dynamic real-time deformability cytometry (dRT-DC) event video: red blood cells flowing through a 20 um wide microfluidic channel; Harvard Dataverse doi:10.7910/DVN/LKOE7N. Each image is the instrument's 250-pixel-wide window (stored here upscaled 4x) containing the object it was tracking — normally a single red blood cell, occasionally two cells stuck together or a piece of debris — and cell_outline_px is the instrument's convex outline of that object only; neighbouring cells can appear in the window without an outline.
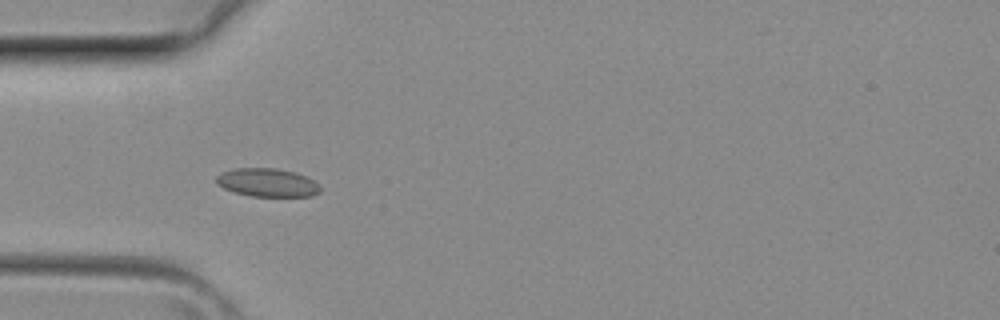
{"species": "common noctule bat (a hibernating species)", "species_latin": "Nyctalus noctula", "temperature_condition": "room temperature", "stored_images_in_passage": 38, "camera_frame_rate_fps": 3000, "um_per_image_px": 0.085, "animal": {"sex": "female", "body_mass_g": 29.2, "forearm_length_mm": 56.3}, "frame": {"image": 1, "passage_image": 11, "time_ms": 3.333, "image_size_px": [1000, 320], "cell_outline_px": [[320, 192], [312, 196], [252, 196], [236, 192], [224, 188], [216, 184], [216, 176], [220, 172], [232, 168], [276, 168], [296, 172], [308, 176], [320, 184]], "centroid_in_image_um": [22.74, 15.5], "position_along_channel_um": 62.3, "area_um2": 17.4}}
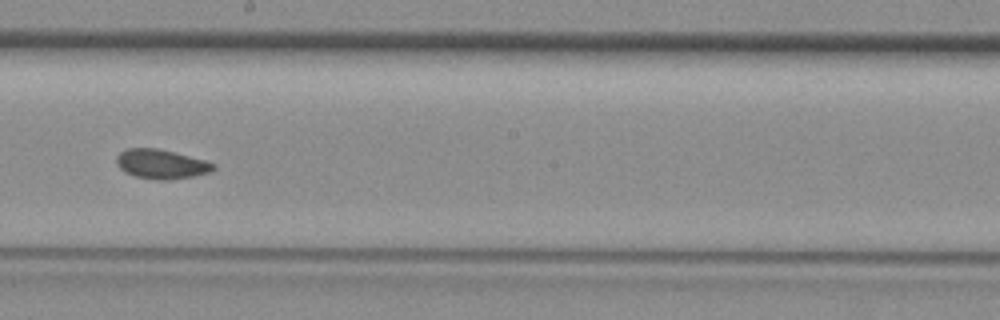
{"frame": {"image": 2, "passage_image": 21, "time_ms": 6.667, "image_size_px": [1000, 320], "cell_outline_px": [[216, 168], [208, 172], [192, 176], [168, 180], [156, 180], [136, 176], [124, 172], [116, 164], [116, 156], [124, 148], [156, 148], [204, 160], [216, 164]], "centroid_in_image_um": [13.66, 13.94], "position_along_channel_um": 234.5, "area_um2": 16.47}}
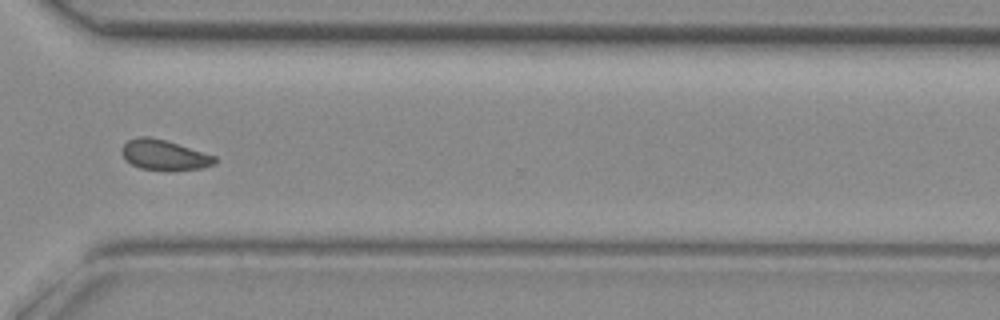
{"frame": {"image": 3, "passage_image": 28, "time_ms": 9.0, "image_size_px": [1000, 320], "cell_outline_px": [[216, 164], [200, 168], [168, 172], [140, 168], [124, 160], [120, 152], [120, 148], [128, 140], [136, 136], [148, 136], [164, 140], [216, 156]], "centroid_in_image_um": [13.91, 13.19], "position_along_channel_um": 356.7, "area_um2": 16.7}}